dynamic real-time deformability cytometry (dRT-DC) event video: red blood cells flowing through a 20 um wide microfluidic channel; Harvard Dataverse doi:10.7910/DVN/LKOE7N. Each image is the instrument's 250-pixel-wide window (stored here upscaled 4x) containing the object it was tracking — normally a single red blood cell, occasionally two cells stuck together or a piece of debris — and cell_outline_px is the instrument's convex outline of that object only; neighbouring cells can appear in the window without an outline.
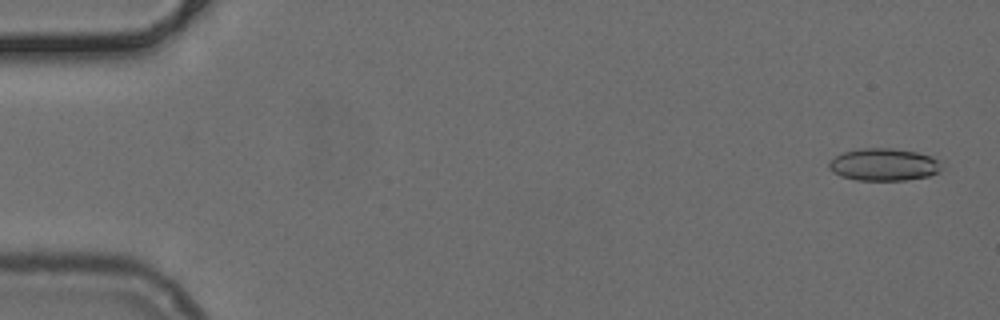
{"species": "common noctule bat (a hibernating species)", "species_latin": "Nyctalus noctula", "temperature_condition": "cold", "stored_images_in_passage": 41, "camera_frame_rate_fps": 3000, "um_per_image_px": 0.085, "animal": {"sex": "female", "body_mass_g": 24.6, "forearm_length_mm": 56.2}, "frame": {"image": 1, "passage_image": 2, "time_ms": 0.333, "image_size_px": [1000, 320], "cell_outline_px": [[944, 168], [940, 172], [928, 176], [904, 180], [856, 180], [840, 176], [832, 172], [828, 168], [828, 164], [836, 156], [844, 152], [856, 148], [892, 148], [916, 152], [932, 156], [944, 160]], "centroid_in_image_um": [75.19, 13.98], "position_along_channel_um": 9.8, "area_um2": 21.68}}
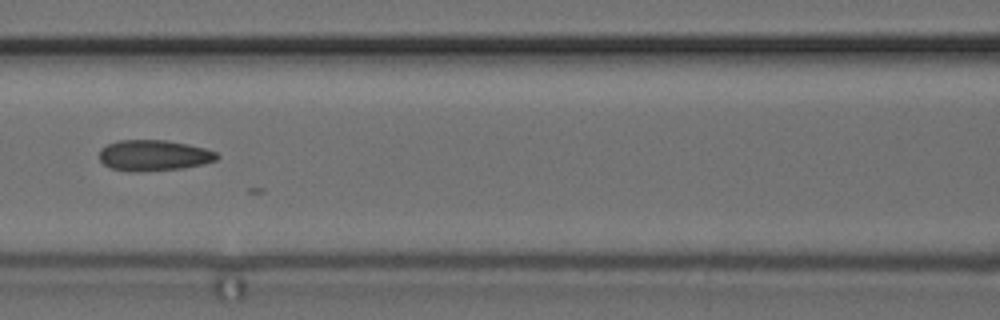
{"frame": {"image": 2, "passage_image": 23, "time_ms": 7.333, "image_size_px": [1000, 320], "cell_outline_px": [[220, 156], [216, 160], [204, 164], [184, 168], [136, 172], [132, 172], [108, 168], [100, 160], [100, 148], [108, 144], [120, 140], [164, 140], [188, 144], [204, 148], [216, 152]], "centroid_in_image_um": [13.07, 13.22], "position_along_channel_um": 153.5, "area_um2": 21.27}}
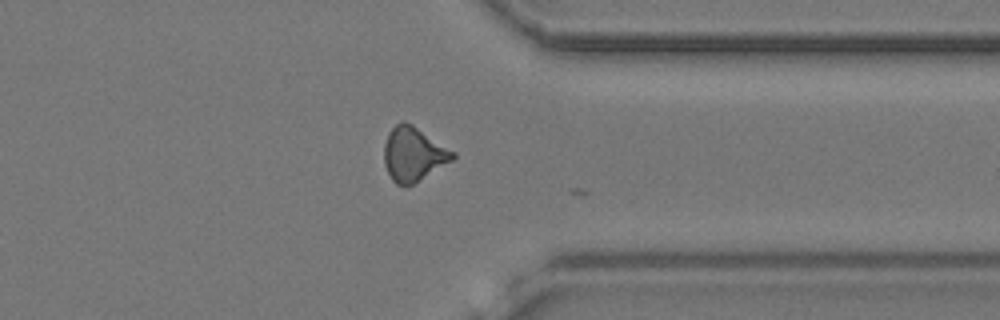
{"frame": {"image": 3, "passage_image": 40, "time_ms": 13.0, "image_size_px": [1000, 320], "cell_outline_px": [[456, 156], [452, 160], [412, 184], [396, 184], [392, 180], [384, 164], [384, 144], [388, 132], [400, 120], [404, 120], [412, 124], [456, 152]], "centroid_in_image_um": [35.12, 13.06], "position_along_channel_um": 376.3, "area_um2": 21.44}}